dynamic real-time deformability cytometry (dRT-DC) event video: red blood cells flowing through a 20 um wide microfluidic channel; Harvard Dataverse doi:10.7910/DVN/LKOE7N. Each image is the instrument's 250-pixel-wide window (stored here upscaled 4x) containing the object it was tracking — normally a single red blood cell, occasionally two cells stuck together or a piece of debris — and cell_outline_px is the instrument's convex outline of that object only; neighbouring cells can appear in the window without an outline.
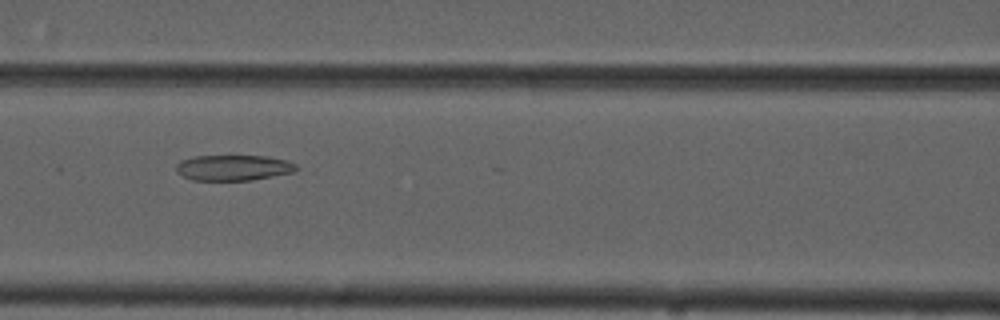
{"species": "common noctule bat (a hibernating species)", "species_latin": "Nyctalus noctula", "temperature_condition": "cold", "stored_images_in_passage": 15, "camera_frame_rate_fps": 3000, "um_per_image_px": 0.085, "animal": {"sex": "male", "forearm_length_mm": 52.5}, "frame": {"image": 1, "passage_image": 10, "time_ms": 3.0, "image_size_px": [1000, 320], "cell_outline_px": [[300, 168], [296, 172], [252, 180], [192, 180], [176, 172], [176, 164], [180, 160], [196, 156], [268, 156], [288, 160], [296, 164]], "centroid_in_image_um": [19.89, 14.25], "position_along_channel_um": 146.7, "area_um2": 18.15}}
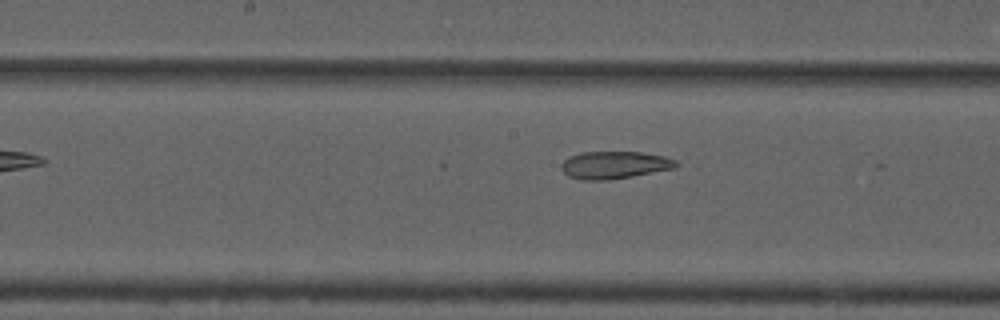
{"frame": {"image": 2, "passage_image": 14, "time_ms": 4.333, "image_size_px": [1000, 320], "cell_outline_px": [[684, 164], [676, 168], [632, 176], [608, 180], [580, 180], [568, 176], [560, 168], [560, 164], [568, 156], [580, 152], [640, 152], [664, 156], [676, 160]], "centroid_in_image_um": [52.24, 14.02], "position_along_channel_um": 196.0, "area_um2": 18.67}}